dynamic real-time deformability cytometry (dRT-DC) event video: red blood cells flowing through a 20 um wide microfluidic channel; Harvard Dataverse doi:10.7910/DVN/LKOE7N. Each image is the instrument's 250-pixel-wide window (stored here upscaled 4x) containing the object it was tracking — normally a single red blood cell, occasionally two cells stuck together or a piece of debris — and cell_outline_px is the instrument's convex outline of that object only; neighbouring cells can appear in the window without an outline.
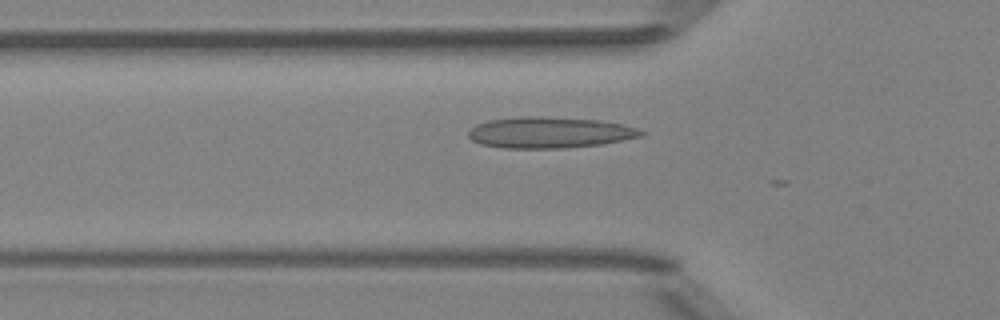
{"species": "Egyptian fruit bat (a non-hibernating species)", "species_latin": "Rousettus aegyptiacus", "temperature_condition": "room temperature", "stored_images_in_passage": 3, "camera_frame_rate_fps": 3000, "um_per_image_px": 0.085, "animal": {"sex": "female"}, "frame": {"image": 1, "passage_image": 2, "time_ms": 0.333, "image_size_px": [1000, 320], "cell_outline_px": [[648, 132], [640, 136], [604, 144], [564, 148], [504, 148], [480, 144], [472, 140], [468, 136], [468, 132], [476, 124], [488, 120], [520, 116], [540, 116], [600, 120], [620, 124], [636, 128]], "centroid_in_image_um": [46.7, 11.26], "position_along_channel_um": 79.1, "area_um2": 31.39}}